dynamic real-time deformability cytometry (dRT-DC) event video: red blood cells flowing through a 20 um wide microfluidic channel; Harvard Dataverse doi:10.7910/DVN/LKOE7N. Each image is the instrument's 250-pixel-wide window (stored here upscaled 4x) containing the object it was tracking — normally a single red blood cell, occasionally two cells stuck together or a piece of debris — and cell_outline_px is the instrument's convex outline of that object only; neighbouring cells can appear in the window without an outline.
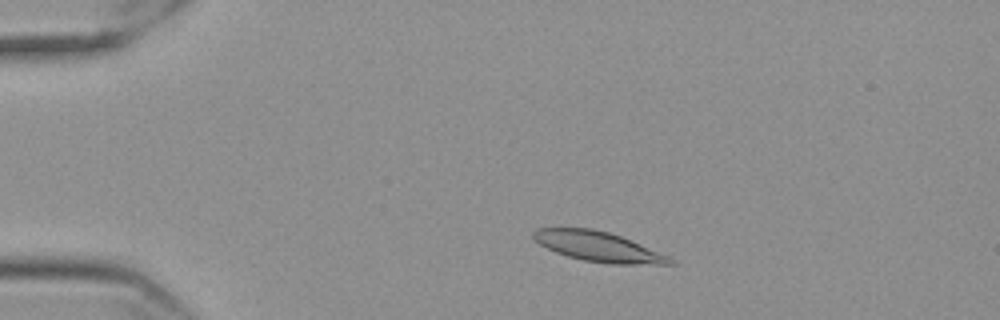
{"species": "Egyptian fruit bat (a non-hibernating species)", "species_latin": "Rousettus aegyptiacus", "temperature_condition": "cold", "stored_images_in_passage": 54, "camera_frame_rate_fps": 3000, "um_per_image_px": 0.085, "frame": {"image": 1, "passage_image": 8, "time_ms": 2.333, "image_size_px": [1000, 320], "cell_outline_px": [[676, 264], [608, 264], [584, 260], [568, 256], [556, 252], [540, 244], [532, 236], [532, 232], [536, 228], [592, 228], [608, 232], [632, 240], [668, 256], [676, 260]], "centroid_in_image_um": [50.87, 20.96], "position_along_channel_um": 34.1, "area_um2": 23.7}}
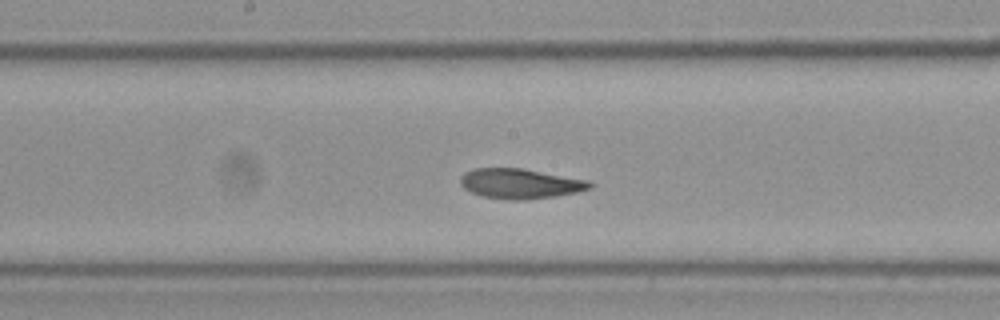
{"frame": {"image": 2, "passage_image": 27, "time_ms": 8.667, "image_size_px": [1000, 320], "cell_outline_px": [[596, 184], [592, 188], [576, 192], [556, 196], [528, 200], [508, 200], [484, 196], [472, 192], [464, 188], [460, 184], [460, 176], [464, 172], [476, 168], [520, 168], [588, 180]], "centroid_in_image_um": [44.23, 15.61], "position_along_channel_um": 204.0, "area_um2": 22.66}}
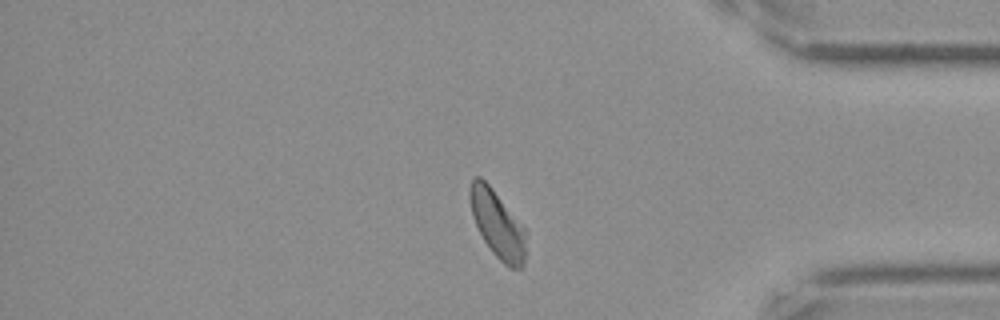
{"frame": {"image": 3, "passage_image": 45, "time_ms": 14.667, "image_size_px": [1000, 320], "cell_outline_px": [[528, 232], [524, 264], [520, 268], [508, 268], [492, 252], [484, 240], [472, 216], [468, 196], [468, 188], [472, 176], [480, 176], [492, 188]], "centroid_in_image_um": [42.28, 19.05], "position_along_channel_um": 392.9, "area_um2": 22.25}, "authors_computed_cell_mechanics": {"area_um2": 22.8021, "velocity_mm_per_s": 3.5013, "shape_relaxation_time_tau1_ms": 6.6271, "shape_relaxation_time_tau2_ms": 1.8779, "deformation_change_tau1": 0.1551, "deformation_change_tau2": 0.0601}}